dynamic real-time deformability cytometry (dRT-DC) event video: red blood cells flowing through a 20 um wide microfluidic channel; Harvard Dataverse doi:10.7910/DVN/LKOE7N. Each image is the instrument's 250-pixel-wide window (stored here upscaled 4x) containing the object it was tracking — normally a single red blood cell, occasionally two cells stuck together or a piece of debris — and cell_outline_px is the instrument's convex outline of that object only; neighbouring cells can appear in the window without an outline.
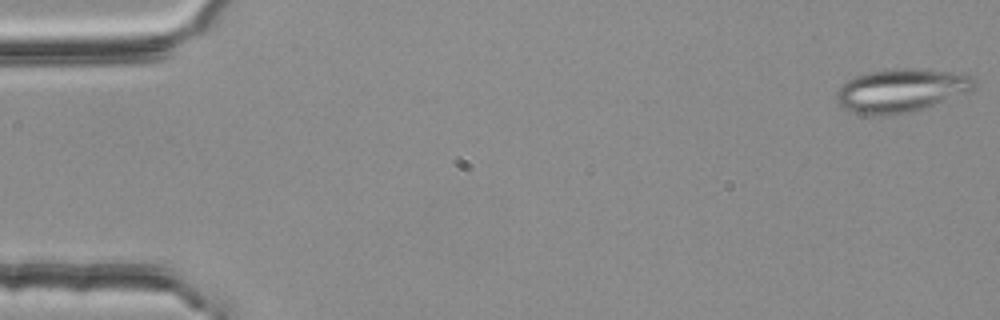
{"species": "common noctule bat (a hibernating species)", "species_latin": "Nyctalus noctula", "temperature_condition": "room temperature", "stored_images_in_passage": 54, "segment_of_instrument_passage": [1, 2], "camera_frame_rate_fps": 3000, "um_per_image_px": 0.085, "animal": {"sex": "female", "body_mass_g": 25.1}, "frame": {"image": 1, "passage_image": 1, "time_ms": 0.0, "image_size_px": [1000, 320], "cell_outline_px": [[980, 80], [968, 92], [924, 108], [908, 112], [880, 116], [868, 116], [856, 112], [840, 104], [836, 100], [836, 92], [848, 80], [856, 76], [868, 72], [900, 68], [912, 68], [956, 72], [972, 76]], "centroid_in_image_um": [76.64, 7.68], "position_along_channel_um": 8.4, "area_um2": 34.62}}